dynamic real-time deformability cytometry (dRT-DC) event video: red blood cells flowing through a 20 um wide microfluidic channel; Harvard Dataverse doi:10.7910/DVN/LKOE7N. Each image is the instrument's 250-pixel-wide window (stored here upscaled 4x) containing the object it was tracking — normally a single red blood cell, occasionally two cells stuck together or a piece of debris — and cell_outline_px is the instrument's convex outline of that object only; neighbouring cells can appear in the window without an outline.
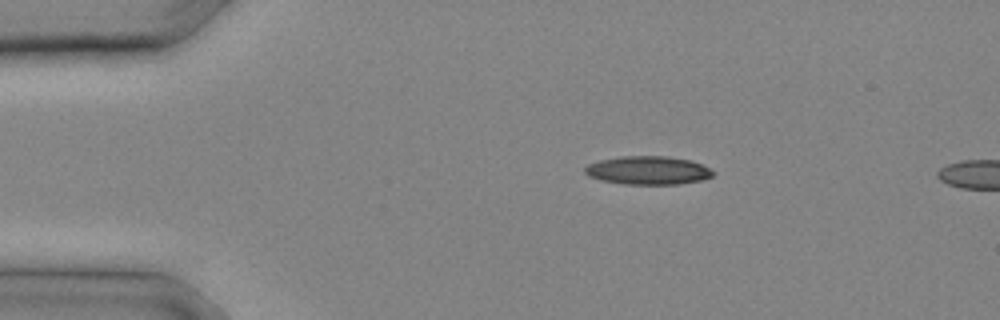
{"species": "common noctule bat (a hibernating species)", "species_latin": "Nyctalus noctula", "temperature_condition": "cold", "stored_images_in_passage": 3, "camera_frame_rate_fps": 3000, "um_per_image_px": 0.085, "animal": {"sex": "male", "body_mass_g": 20.4}, "frame": {"image": 1, "passage_image": 1, "time_ms": 0.0, "image_size_px": [1000, 320], "cell_outline_px": [[716, 172], [712, 176], [700, 180], [680, 184], [624, 184], [600, 180], [588, 176], [584, 172], [584, 168], [588, 164], [600, 160], [620, 156], [668, 156], [692, 160]], "centroid_in_image_um": [55.06, 14.48], "position_along_channel_um": 29.9, "area_um2": 21.27}}